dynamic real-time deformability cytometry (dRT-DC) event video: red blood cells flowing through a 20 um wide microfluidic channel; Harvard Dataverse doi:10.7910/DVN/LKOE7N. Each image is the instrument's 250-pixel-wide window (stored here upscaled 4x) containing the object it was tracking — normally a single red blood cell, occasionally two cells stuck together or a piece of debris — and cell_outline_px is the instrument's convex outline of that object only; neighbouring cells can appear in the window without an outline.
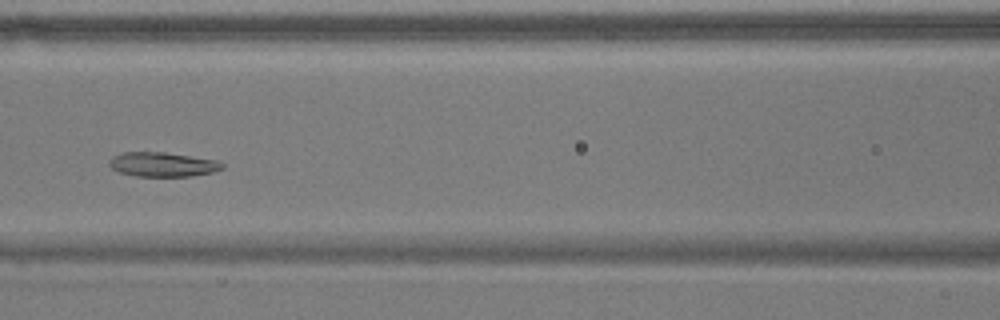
{"species": "common noctule bat (a hibernating species)", "species_latin": "Nyctalus noctula", "temperature_condition": "warm", "stored_images_in_passage": 54, "camera_frame_rate_fps": 3000, "um_per_image_px": 0.085, "animal": {"sex": "male", "body_mass_g": 17.9}, "frame": {"image": 1, "passage_image": 22, "time_ms": 7.0, "image_size_px": [1000, 320], "cell_outline_px": [[224, 168], [212, 172], [192, 176], [136, 176], [120, 172], [112, 168], [108, 164], [108, 160], [112, 156], [124, 152], [164, 152], [216, 160], [224, 164]], "centroid_in_image_um": [13.8, 13.97], "position_along_channel_um": 152.8, "area_um2": 16.01}}
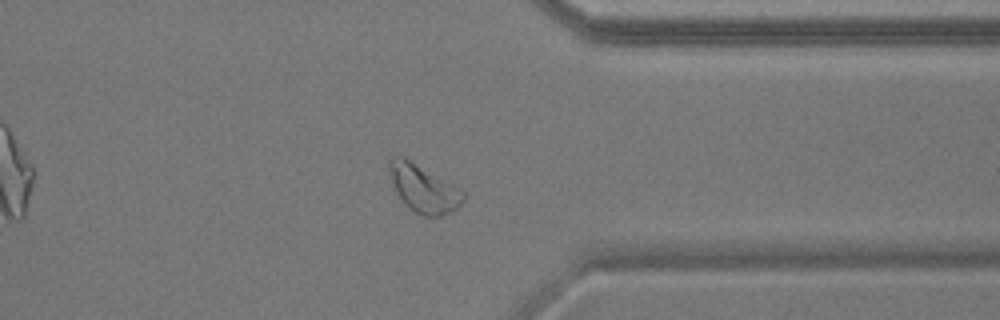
{"frame": {"image": 2, "passage_image": 41, "time_ms": 13.333, "image_size_px": [1000, 320], "cell_outline_px": [[468, 196], [452, 212], [440, 216], [424, 216], [416, 212], [404, 204], [396, 192], [388, 176], [388, 160], [392, 156], [404, 156], [460, 188]], "centroid_in_image_um": [35.98, 16.0], "position_along_channel_um": 375.4, "area_um2": 20.81}}
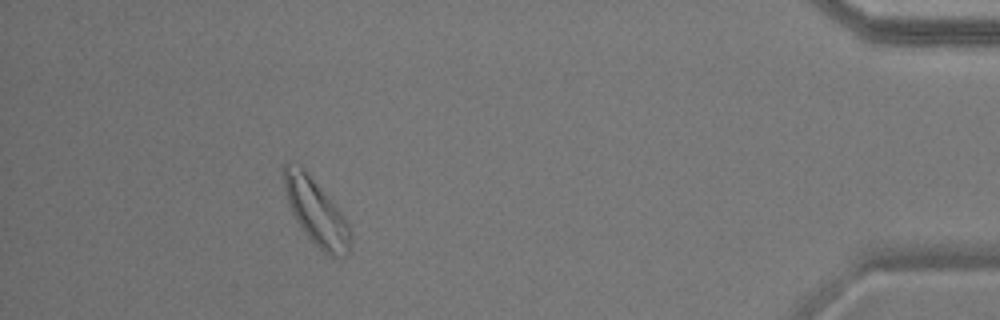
{"frame": {"image": 3, "passage_image": 48, "time_ms": 15.667, "image_size_px": [1000, 320], "cell_outline_px": [[352, 248], [344, 256], [328, 256], [304, 232], [296, 220], [288, 204], [284, 188], [284, 164], [288, 164], [304, 168], [308, 172], [348, 220], [352, 232]], "centroid_in_image_um": [26.93, 18.06], "position_along_channel_um": 408.3, "area_um2": 25.43}, "authors_computed_cell_mechanics": {"area_um2": 20.4323, "velocity_mm_per_s": 3.6115, "shape_relaxation_time_tau1_ms": null, "shape_relaxation_time_tau2_ms": 5.1292, "deformation_change_tau1": null, "deformation_change_tau2": 0.144}}